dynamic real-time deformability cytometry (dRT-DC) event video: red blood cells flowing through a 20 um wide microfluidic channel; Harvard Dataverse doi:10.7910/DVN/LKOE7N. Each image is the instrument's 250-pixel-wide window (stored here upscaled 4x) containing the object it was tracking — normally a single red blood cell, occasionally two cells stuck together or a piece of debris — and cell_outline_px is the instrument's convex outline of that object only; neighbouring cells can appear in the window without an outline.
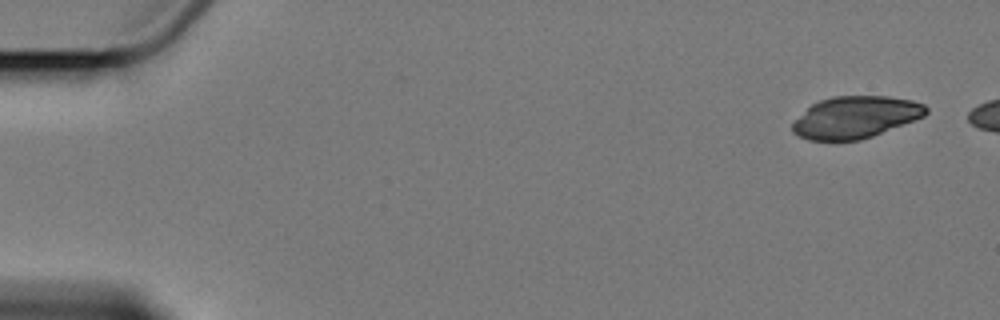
{"species": "Egyptian fruit bat (a non-hibernating species)", "species_latin": "Rousettus aegyptiacus", "temperature_condition": "cold", "stored_images_in_passage": 4, "segment_of_instrument_passage": [2, 2], "camera_frame_rate_fps": 3000, "um_per_image_px": 0.085, "animal": {"sex": "female"}, "frame": {"image": 1, "passage_image": 4, "time_ms": 6.667, "image_size_px": [1000, 320], "cell_outline_px": [[928, 112], [924, 116], [872, 136], [860, 140], [808, 140], [792, 132], [792, 124], [812, 104], [820, 100], [832, 96], [888, 96], [912, 100], [924, 104], [928, 108]], "centroid_in_image_um": [72.73, 9.96], "position_along_channel_um": 12.3, "area_um2": 32.31}}